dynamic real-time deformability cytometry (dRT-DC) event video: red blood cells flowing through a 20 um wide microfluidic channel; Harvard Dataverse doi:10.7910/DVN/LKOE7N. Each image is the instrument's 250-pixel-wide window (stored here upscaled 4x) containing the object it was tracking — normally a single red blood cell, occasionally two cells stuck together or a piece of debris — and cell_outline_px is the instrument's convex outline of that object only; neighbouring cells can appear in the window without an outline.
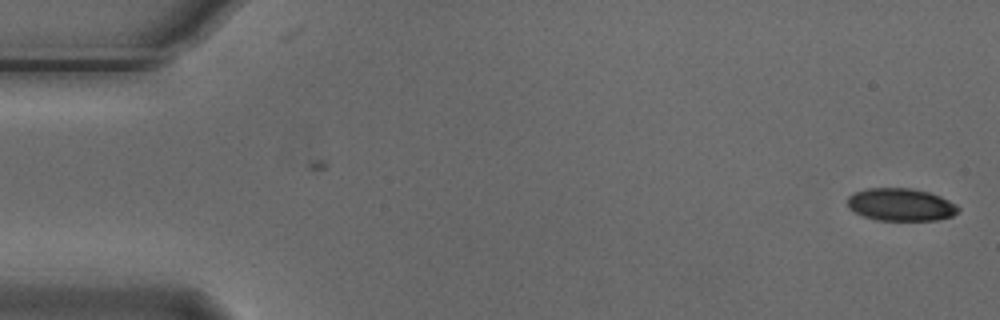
{"species": "Egyptian fruit bat (a non-hibernating species)", "species_latin": "Rousettus aegyptiacus", "temperature_condition": "cold", "stored_images_in_passage": 2, "camera_frame_rate_fps": 3000, "um_per_image_px": 0.085, "animal": {"sex": "male"}, "frame": {"image": 1, "passage_image": 2, "time_ms": 0.333, "image_size_px": [1000, 320], "cell_outline_px": [[960, 208], [952, 216], [936, 220], [876, 220], [864, 216], [848, 208], [848, 196], [856, 192], [868, 188], [912, 188], [928, 192], [940, 196], [956, 204]], "centroid_in_image_um": [76.57, 17.39], "position_along_channel_um": 8.4, "area_um2": 20.92}}